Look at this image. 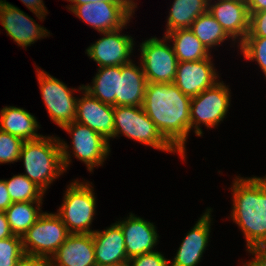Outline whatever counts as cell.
<instances>
[{
  "mask_svg": "<svg viewBox=\"0 0 266 266\" xmlns=\"http://www.w3.org/2000/svg\"><path fill=\"white\" fill-rule=\"evenodd\" d=\"M15 266H51L49 258L24 254Z\"/></svg>",
  "mask_w": 266,
  "mask_h": 266,
  "instance_id": "836d02e7",
  "label": "cell"
},
{
  "mask_svg": "<svg viewBox=\"0 0 266 266\" xmlns=\"http://www.w3.org/2000/svg\"><path fill=\"white\" fill-rule=\"evenodd\" d=\"M12 202H42L45 192L25 175H14L5 180Z\"/></svg>",
  "mask_w": 266,
  "mask_h": 266,
  "instance_id": "83f0119b",
  "label": "cell"
},
{
  "mask_svg": "<svg viewBox=\"0 0 266 266\" xmlns=\"http://www.w3.org/2000/svg\"><path fill=\"white\" fill-rule=\"evenodd\" d=\"M124 28L110 32H101L104 36L91 44L86 52L98 67L122 66L130 63L134 41L131 36L121 35Z\"/></svg>",
  "mask_w": 266,
  "mask_h": 266,
  "instance_id": "7c38bea8",
  "label": "cell"
},
{
  "mask_svg": "<svg viewBox=\"0 0 266 266\" xmlns=\"http://www.w3.org/2000/svg\"><path fill=\"white\" fill-rule=\"evenodd\" d=\"M247 60H255L266 77V37H245L239 44Z\"/></svg>",
  "mask_w": 266,
  "mask_h": 266,
  "instance_id": "f1b7e54d",
  "label": "cell"
},
{
  "mask_svg": "<svg viewBox=\"0 0 266 266\" xmlns=\"http://www.w3.org/2000/svg\"><path fill=\"white\" fill-rule=\"evenodd\" d=\"M190 30L209 49L231 38L218 21L207 11L201 14L191 25Z\"/></svg>",
  "mask_w": 266,
  "mask_h": 266,
  "instance_id": "4316f807",
  "label": "cell"
},
{
  "mask_svg": "<svg viewBox=\"0 0 266 266\" xmlns=\"http://www.w3.org/2000/svg\"><path fill=\"white\" fill-rule=\"evenodd\" d=\"M211 208L199 218L184 239L169 266H196L208 245L211 229Z\"/></svg>",
  "mask_w": 266,
  "mask_h": 266,
  "instance_id": "e0dca14e",
  "label": "cell"
},
{
  "mask_svg": "<svg viewBox=\"0 0 266 266\" xmlns=\"http://www.w3.org/2000/svg\"><path fill=\"white\" fill-rule=\"evenodd\" d=\"M23 4L32 11L38 19H44L47 13L43 0H21Z\"/></svg>",
  "mask_w": 266,
  "mask_h": 266,
  "instance_id": "e575fe53",
  "label": "cell"
},
{
  "mask_svg": "<svg viewBox=\"0 0 266 266\" xmlns=\"http://www.w3.org/2000/svg\"><path fill=\"white\" fill-rule=\"evenodd\" d=\"M69 146L59 137L41 136L24 141L19 160H23L25 175L44 192L58 178L71 162Z\"/></svg>",
  "mask_w": 266,
  "mask_h": 266,
  "instance_id": "3957f363",
  "label": "cell"
},
{
  "mask_svg": "<svg viewBox=\"0 0 266 266\" xmlns=\"http://www.w3.org/2000/svg\"><path fill=\"white\" fill-rule=\"evenodd\" d=\"M152 37L140 45L141 63L148 83H174L178 60L173 47Z\"/></svg>",
  "mask_w": 266,
  "mask_h": 266,
  "instance_id": "9c48e42d",
  "label": "cell"
},
{
  "mask_svg": "<svg viewBox=\"0 0 266 266\" xmlns=\"http://www.w3.org/2000/svg\"><path fill=\"white\" fill-rule=\"evenodd\" d=\"M79 89L84 91V97L77 99L75 121L93 129L109 142V138H114V107L91 96L83 85Z\"/></svg>",
  "mask_w": 266,
  "mask_h": 266,
  "instance_id": "5bb4252c",
  "label": "cell"
},
{
  "mask_svg": "<svg viewBox=\"0 0 266 266\" xmlns=\"http://www.w3.org/2000/svg\"><path fill=\"white\" fill-rule=\"evenodd\" d=\"M249 15V33L246 37H266V10Z\"/></svg>",
  "mask_w": 266,
  "mask_h": 266,
  "instance_id": "d6a6232c",
  "label": "cell"
},
{
  "mask_svg": "<svg viewBox=\"0 0 266 266\" xmlns=\"http://www.w3.org/2000/svg\"><path fill=\"white\" fill-rule=\"evenodd\" d=\"M211 1L208 3L209 13L233 39L232 41L239 39L240 44L249 33L250 15L246 0H218L214 4H211Z\"/></svg>",
  "mask_w": 266,
  "mask_h": 266,
  "instance_id": "2e32d148",
  "label": "cell"
},
{
  "mask_svg": "<svg viewBox=\"0 0 266 266\" xmlns=\"http://www.w3.org/2000/svg\"><path fill=\"white\" fill-rule=\"evenodd\" d=\"M23 140L0 130V164L19 160Z\"/></svg>",
  "mask_w": 266,
  "mask_h": 266,
  "instance_id": "4dcf8cb0",
  "label": "cell"
},
{
  "mask_svg": "<svg viewBox=\"0 0 266 266\" xmlns=\"http://www.w3.org/2000/svg\"><path fill=\"white\" fill-rule=\"evenodd\" d=\"M39 127L36 117L23 108L6 106L0 111V130L19 137L23 141L41 137V134L36 133Z\"/></svg>",
  "mask_w": 266,
  "mask_h": 266,
  "instance_id": "7402d4cb",
  "label": "cell"
},
{
  "mask_svg": "<svg viewBox=\"0 0 266 266\" xmlns=\"http://www.w3.org/2000/svg\"><path fill=\"white\" fill-rule=\"evenodd\" d=\"M0 23L6 30L7 35L25 49L38 39L50 34L46 28L38 25L33 18L5 0H0Z\"/></svg>",
  "mask_w": 266,
  "mask_h": 266,
  "instance_id": "4fadbf2b",
  "label": "cell"
},
{
  "mask_svg": "<svg viewBox=\"0 0 266 266\" xmlns=\"http://www.w3.org/2000/svg\"><path fill=\"white\" fill-rule=\"evenodd\" d=\"M191 97L174 83H147L143 109L162 136L185 158V142L190 132Z\"/></svg>",
  "mask_w": 266,
  "mask_h": 266,
  "instance_id": "6da1fadb",
  "label": "cell"
},
{
  "mask_svg": "<svg viewBox=\"0 0 266 266\" xmlns=\"http://www.w3.org/2000/svg\"><path fill=\"white\" fill-rule=\"evenodd\" d=\"M209 0H174L167 19L166 33L190 29L192 23L208 11Z\"/></svg>",
  "mask_w": 266,
  "mask_h": 266,
  "instance_id": "d4e9b609",
  "label": "cell"
},
{
  "mask_svg": "<svg viewBox=\"0 0 266 266\" xmlns=\"http://www.w3.org/2000/svg\"><path fill=\"white\" fill-rule=\"evenodd\" d=\"M36 203V208L33 204ZM43 202H13L6 210V216L11 232L23 236L24 233L44 213L40 206Z\"/></svg>",
  "mask_w": 266,
  "mask_h": 266,
  "instance_id": "484cf974",
  "label": "cell"
},
{
  "mask_svg": "<svg viewBox=\"0 0 266 266\" xmlns=\"http://www.w3.org/2000/svg\"><path fill=\"white\" fill-rule=\"evenodd\" d=\"M119 134L157 150L179 153L162 136L142 106H114V138Z\"/></svg>",
  "mask_w": 266,
  "mask_h": 266,
  "instance_id": "277c9868",
  "label": "cell"
},
{
  "mask_svg": "<svg viewBox=\"0 0 266 266\" xmlns=\"http://www.w3.org/2000/svg\"><path fill=\"white\" fill-rule=\"evenodd\" d=\"M13 202L5 185V180H0V211H5Z\"/></svg>",
  "mask_w": 266,
  "mask_h": 266,
  "instance_id": "d590c367",
  "label": "cell"
},
{
  "mask_svg": "<svg viewBox=\"0 0 266 266\" xmlns=\"http://www.w3.org/2000/svg\"><path fill=\"white\" fill-rule=\"evenodd\" d=\"M69 235L57 214L45 212L22 236L24 254L50 259Z\"/></svg>",
  "mask_w": 266,
  "mask_h": 266,
  "instance_id": "8992f818",
  "label": "cell"
},
{
  "mask_svg": "<svg viewBox=\"0 0 266 266\" xmlns=\"http://www.w3.org/2000/svg\"><path fill=\"white\" fill-rule=\"evenodd\" d=\"M118 75L121 66L99 67L92 86L83 85V89L103 103L118 106Z\"/></svg>",
  "mask_w": 266,
  "mask_h": 266,
  "instance_id": "603a6c76",
  "label": "cell"
},
{
  "mask_svg": "<svg viewBox=\"0 0 266 266\" xmlns=\"http://www.w3.org/2000/svg\"><path fill=\"white\" fill-rule=\"evenodd\" d=\"M36 70L42 99L52 121L61 128L75 121L78 98L73 97V91L47 72Z\"/></svg>",
  "mask_w": 266,
  "mask_h": 266,
  "instance_id": "30bf717a",
  "label": "cell"
},
{
  "mask_svg": "<svg viewBox=\"0 0 266 266\" xmlns=\"http://www.w3.org/2000/svg\"><path fill=\"white\" fill-rule=\"evenodd\" d=\"M67 1H71L73 3V5H81V4H85V3H96V2H134V0H67Z\"/></svg>",
  "mask_w": 266,
  "mask_h": 266,
  "instance_id": "ab89813d",
  "label": "cell"
},
{
  "mask_svg": "<svg viewBox=\"0 0 266 266\" xmlns=\"http://www.w3.org/2000/svg\"><path fill=\"white\" fill-rule=\"evenodd\" d=\"M147 83L141 65L132 61L122 65L118 75V106H142Z\"/></svg>",
  "mask_w": 266,
  "mask_h": 266,
  "instance_id": "44dd1931",
  "label": "cell"
},
{
  "mask_svg": "<svg viewBox=\"0 0 266 266\" xmlns=\"http://www.w3.org/2000/svg\"><path fill=\"white\" fill-rule=\"evenodd\" d=\"M232 220L241 228L247 250L266 251V177H235Z\"/></svg>",
  "mask_w": 266,
  "mask_h": 266,
  "instance_id": "7a4b0ae2",
  "label": "cell"
},
{
  "mask_svg": "<svg viewBox=\"0 0 266 266\" xmlns=\"http://www.w3.org/2000/svg\"><path fill=\"white\" fill-rule=\"evenodd\" d=\"M50 262L51 266H95L92 234H70Z\"/></svg>",
  "mask_w": 266,
  "mask_h": 266,
  "instance_id": "d6986e66",
  "label": "cell"
},
{
  "mask_svg": "<svg viewBox=\"0 0 266 266\" xmlns=\"http://www.w3.org/2000/svg\"><path fill=\"white\" fill-rule=\"evenodd\" d=\"M230 97L229 88L220 81L197 96L191 97L190 130L194 128L195 134L202 136L201 123L207 128L216 127L227 114Z\"/></svg>",
  "mask_w": 266,
  "mask_h": 266,
  "instance_id": "52a82bcc",
  "label": "cell"
},
{
  "mask_svg": "<svg viewBox=\"0 0 266 266\" xmlns=\"http://www.w3.org/2000/svg\"><path fill=\"white\" fill-rule=\"evenodd\" d=\"M253 260H250L244 266H266V251H250Z\"/></svg>",
  "mask_w": 266,
  "mask_h": 266,
  "instance_id": "74e56055",
  "label": "cell"
},
{
  "mask_svg": "<svg viewBox=\"0 0 266 266\" xmlns=\"http://www.w3.org/2000/svg\"><path fill=\"white\" fill-rule=\"evenodd\" d=\"M95 260L98 265L127 263L125 238L120 225L116 222L104 231L92 233Z\"/></svg>",
  "mask_w": 266,
  "mask_h": 266,
  "instance_id": "ffe728a7",
  "label": "cell"
},
{
  "mask_svg": "<svg viewBox=\"0 0 266 266\" xmlns=\"http://www.w3.org/2000/svg\"><path fill=\"white\" fill-rule=\"evenodd\" d=\"M64 193V200L56 213L70 234H92L90 229L96 209L93 188L89 183L72 182Z\"/></svg>",
  "mask_w": 266,
  "mask_h": 266,
  "instance_id": "5b68a950",
  "label": "cell"
},
{
  "mask_svg": "<svg viewBox=\"0 0 266 266\" xmlns=\"http://www.w3.org/2000/svg\"><path fill=\"white\" fill-rule=\"evenodd\" d=\"M249 13L266 10V0H246Z\"/></svg>",
  "mask_w": 266,
  "mask_h": 266,
  "instance_id": "f35d334b",
  "label": "cell"
},
{
  "mask_svg": "<svg viewBox=\"0 0 266 266\" xmlns=\"http://www.w3.org/2000/svg\"><path fill=\"white\" fill-rule=\"evenodd\" d=\"M13 235L5 211H0V240L12 237Z\"/></svg>",
  "mask_w": 266,
  "mask_h": 266,
  "instance_id": "8d00e7d4",
  "label": "cell"
},
{
  "mask_svg": "<svg viewBox=\"0 0 266 266\" xmlns=\"http://www.w3.org/2000/svg\"><path fill=\"white\" fill-rule=\"evenodd\" d=\"M23 255L21 236L13 235L0 240V266H15Z\"/></svg>",
  "mask_w": 266,
  "mask_h": 266,
  "instance_id": "f546056e",
  "label": "cell"
},
{
  "mask_svg": "<svg viewBox=\"0 0 266 266\" xmlns=\"http://www.w3.org/2000/svg\"><path fill=\"white\" fill-rule=\"evenodd\" d=\"M95 266H128L127 263H119V264H109V265H98Z\"/></svg>",
  "mask_w": 266,
  "mask_h": 266,
  "instance_id": "60d3db41",
  "label": "cell"
},
{
  "mask_svg": "<svg viewBox=\"0 0 266 266\" xmlns=\"http://www.w3.org/2000/svg\"><path fill=\"white\" fill-rule=\"evenodd\" d=\"M137 6L135 2H96L69 5L67 9L99 33L127 26Z\"/></svg>",
  "mask_w": 266,
  "mask_h": 266,
  "instance_id": "ba28073f",
  "label": "cell"
},
{
  "mask_svg": "<svg viewBox=\"0 0 266 266\" xmlns=\"http://www.w3.org/2000/svg\"><path fill=\"white\" fill-rule=\"evenodd\" d=\"M173 42V50L178 62L199 61L211 57L207 48L190 29H177L165 34Z\"/></svg>",
  "mask_w": 266,
  "mask_h": 266,
  "instance_id": "cb8c5ba5",
  "label": "cell"
},
{
  "mask_svg": "<svg viewBox=\"0 0 266 266\" xmlns=\"http://www.w3.org/2000/svg\"><path fill=\"white\" fill-rule=\"evenodd\" d=\"M171 260H167L164 255L158 251L146 253L130 258L128 266H169Z\"/></svg>",
  "mask_w": 266,
  "mask_h": 266,
  "instance_id": "1f68e13d",
  "label": "cell"
},
{
  "mask_svg": "<svg viewBox=\"0 0 266 266\" xmlns=\"http://www.w3.org/2000/svg\"><path fill=\"white\" fill-rule=\"evenodd\" d=\"M217 76L210 57L178 62L174 84L183 94L194 97L218 82Z\"/></svg>",
  "mask_w": 266,
  "mask_h": 266,
  "instance_id": "9a60e30c",
  "label": "cell"
},
{
  "mask_svg": "<svg viewBox=\"0 0 266 266\" xmlns=\"http://www.w3.org/2000/svg\"><path fill=\"white\" fill-rule=\"evenodd\" d=\"M124 238L127 258L154 252L158 242V234L153 223L130 213L127 219L117 221Z\"/></svg>",
  "mask_w": 266,
  "mask_h": 266,
  "instance_id": "ac0fdd59",
  "label": "cell"
},
{
  "mask_svg": "<svg viewBox=\"0 0 266 266\" xmlns=\"http://www.w3.org/2000/svg\"><path fill=\"white\" fill-rule=\"evenodd\" d=\"M72 135L73 154L87 165L90 172L95 166H101L109 155L110 146L100 134L88 126L73 121L62 127Z\"/></svg>",
  "mask_w": 266,
  "mask_h": 266,
  "instance_id": "8fae6325",
  "label": "cell"
}]
</instances>
